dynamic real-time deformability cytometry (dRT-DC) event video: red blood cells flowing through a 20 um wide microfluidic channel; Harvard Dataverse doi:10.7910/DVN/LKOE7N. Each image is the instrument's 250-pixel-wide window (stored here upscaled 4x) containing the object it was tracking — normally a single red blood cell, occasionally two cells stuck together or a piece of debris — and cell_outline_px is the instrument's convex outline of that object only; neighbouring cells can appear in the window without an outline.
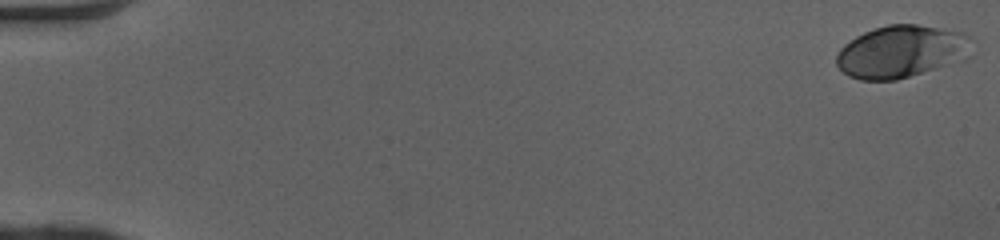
{"species": "human", "species_latin": "Homo sapiens", "temperature_condition": "cold", "stored_images_in_passage": 51, "camera_frame_rate_fps": 3000, "um_per_image_px": 0.085, "donor": {"sex": "female"}, "frame": {"image": 1, "passage_image": 1, "time_ms": 0.0, "image_size_px": [1000, 240], "cell_outline_px": [[972, 56], [968, 60], [896, 80], [860, 80], [848, 76], [836, 64], [836, 56], [840, 48], [844, 44], [856, 36], [864, 32], [888, 24], [916, 24], [964, 32], [968, 36]], "centroid_in_image_um": [76.65, 4.39], "position_along_channel_um": 8.3, "area_um2": 41.73}}
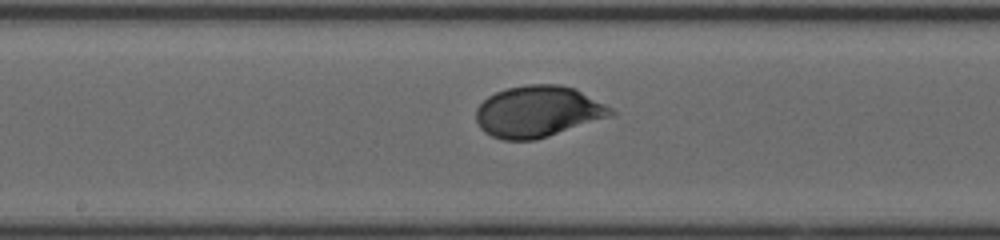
{"frame": {"image": 2, "passage_image": 28, "time_ms": 9.0, "image_size_px": [1000, 240], "cell_outline_px": [[616, 112], [612, 116], [536, 140], [504, 140], [492, 136], [484, 132], [480, 128], [476, 120], [476, 108], [488, 96], [504, 88], [528, 84], [560, 84], [576, 88], [612, 108]], "centroid_in_image_um": [45.72, 9.47], "position_along_channel_um": 202.5, "area_um2": 40.58}}
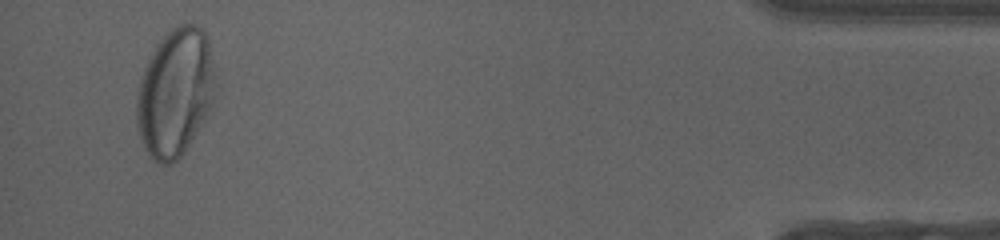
{"frame": {"image": 3, "passage_image": 49, "time_ms": 16.0, "image_size_px": [1000, 240], "cell_outline_px": [[216, 80], [212, 108], [184, 152], [176, 160], [168, 164], [156, 164], [148, 156], [144, 148], [136, 124], [136, 96], [140, 76], [156, 44], [172, 28], [180, 24], [196, 24], [204, 32], [208, 40], [216, 76]], "centroid_in_image_um": [14.88, 7.89], "position_along_channel_um": 420.3, "area_um2": 59.25}, "authors_computed_cell_mechanics": {"area_um2": 39.6508, "velocity_mm_per_s": 4.071, "shape_relaxation_time_tau1_ms": 2.9467, "shape_relaxation_time_tau2_ms": null, "deformation_change_tau1": 0.1399, "deformation_change_tau2": null}}